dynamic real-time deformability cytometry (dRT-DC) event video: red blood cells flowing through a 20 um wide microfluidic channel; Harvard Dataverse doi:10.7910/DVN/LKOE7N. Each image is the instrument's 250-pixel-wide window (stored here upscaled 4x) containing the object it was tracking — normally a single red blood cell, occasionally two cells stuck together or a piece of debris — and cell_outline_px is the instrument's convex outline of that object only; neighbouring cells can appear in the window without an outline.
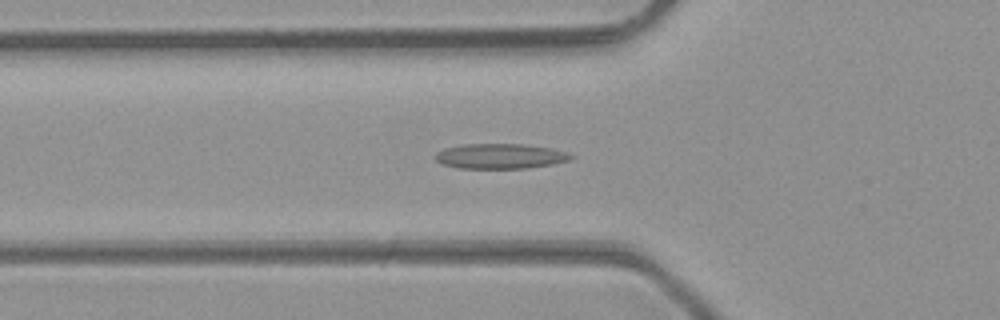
{"species": "common noctule bat (a hibernating species)", "species_latin": "Nyctalus noctula", "temperature_condition": "room temperature", "stored_images_in_passage": 47, "camera_frame_rate_fps": 3000, "um_per_image_px": 0.085, "animal": {"sex": "male", "body_mass_g": 23.1, "forearm_length_mm": 52.7}, "frame": {"image": 1, "passage_image": 15, "time_ms": 4.667, "image_size_px": [1000, 320], "cell_outline_px": [[576, 156], [568, 160], [552, 164], [528, 168], [456, 168], [440, 164], [436, 160], [436, 152], [444, 148], [464, 144], [524, 144], [552, 148]], "centroid_in_image_um": [42.48, 13.27], "position_along_channel_um": 83.3, "area_um2": 19.83}}
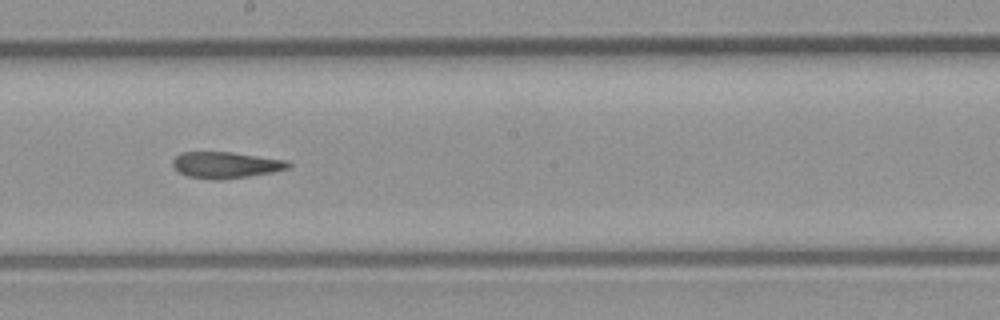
{"frame": {"image": 2, "passage_image": 25, "time_ms": 8.0, "image_size_px": [1000, 320], "cell_outline_px": [[292, 164], [288, 168], [272, 172], [248, 176], [216, 180], [212, 180], [188, 176], [180, 172], [172, 164], [172, 160], [180, 152], [232, 152], [288, 160]], "centroid_in_image_um": [19.2, 14.01], "position_along_channel_um": 229.0, "area_um2": 17.69}}
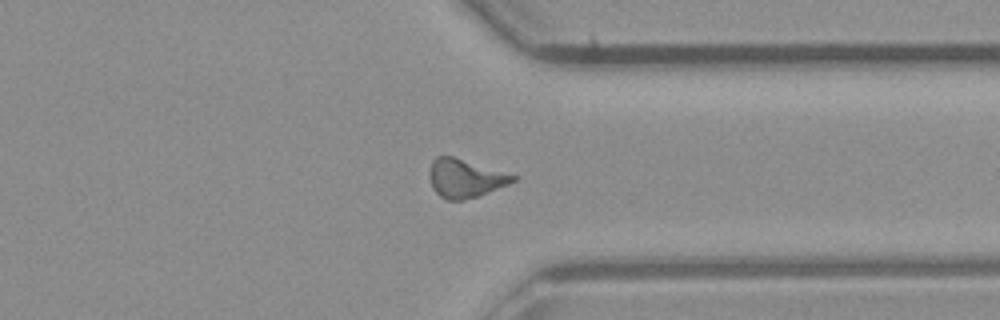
{"frame": {"image": 3, "passage_image": 35, "time_ms": 11.333, "image_size_px": [1000, 320], "cell_outline_px": [[520, 176], [516, 180], [508, 184], [476, 196], [464, 200], [448, 200], [440, 196], [432, 188], [432, 160], [436, 156], [452, 156]], "centroid_in_image_um": [39.59, 15.15], "position_along_channel_um": 371.8, "area_um2": 18.26}, "authors_computed_cell_mechanics": {"area_um2": 18.3804, "velocity_mm_per_s": 4.3298, "shape_relaxation_time_tau1_ms": null, "shape_relaxation_time_tau2_ms": 5.1973, "deformation_change_tau1": null, "deformation_change_tau2": 0.1672}}